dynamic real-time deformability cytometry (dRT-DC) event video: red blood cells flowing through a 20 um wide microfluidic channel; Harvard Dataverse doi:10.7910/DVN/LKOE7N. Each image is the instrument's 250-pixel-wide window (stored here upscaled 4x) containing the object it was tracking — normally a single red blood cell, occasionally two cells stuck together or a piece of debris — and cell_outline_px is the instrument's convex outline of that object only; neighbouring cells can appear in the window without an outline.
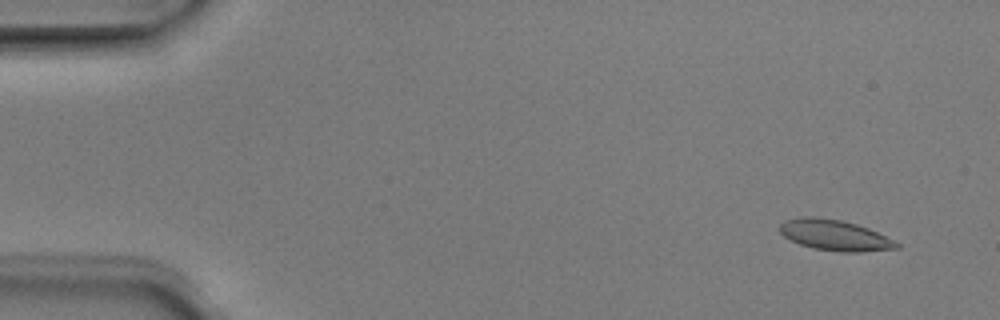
{"species": "Egyptian fruit bat (a non-hibernating species)", "species_latin": "Rousettus aegyptiacus", "temperature_condition": "room temperature", "stored_images_in_passage": 5, "camera_frame_rate_fps": 3000, "um_per_image_px": 0.085, "animal": {"sex": "male"}, "frame": {"image": 1, "passage_image": 2, "time_ms": 0.333, "image_size_px": [1000, 320], "cell_outline_px": [[900, 248], [860, 252], [840, 252], [812, 248], [800, 244], [784, 236], [780, 232], [780, 224], [784, 220], [800, 216], [812, 216], [840, 220], [856, 224], [868, 228], [896, 240], [900, 244]], "centroid_in_image_um": [70.97, 19.99], "position_along_channel_um": 14.0, "area_um2": 21.04}}
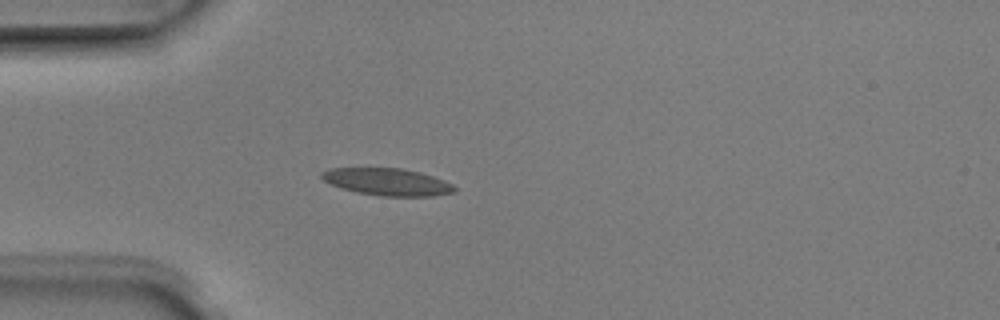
{"frame": {"image": 2, "passage_image": 5, "time_ms": 1.333, "image_size_px": [1000, 320], "cell_outline_px": [[456, 192], [432, 196], [380, 196], [356, 192], [340, 188], [324, 180], [320, 176], [320, 172], [332, 168], [404, 168], [420, 172], [444, 180], [452, 184], [456, 188]], "centroid_in_image_um": [32.93, 15.46], "position_along_channel_um": 52.1, "area_um2": 21.1}}